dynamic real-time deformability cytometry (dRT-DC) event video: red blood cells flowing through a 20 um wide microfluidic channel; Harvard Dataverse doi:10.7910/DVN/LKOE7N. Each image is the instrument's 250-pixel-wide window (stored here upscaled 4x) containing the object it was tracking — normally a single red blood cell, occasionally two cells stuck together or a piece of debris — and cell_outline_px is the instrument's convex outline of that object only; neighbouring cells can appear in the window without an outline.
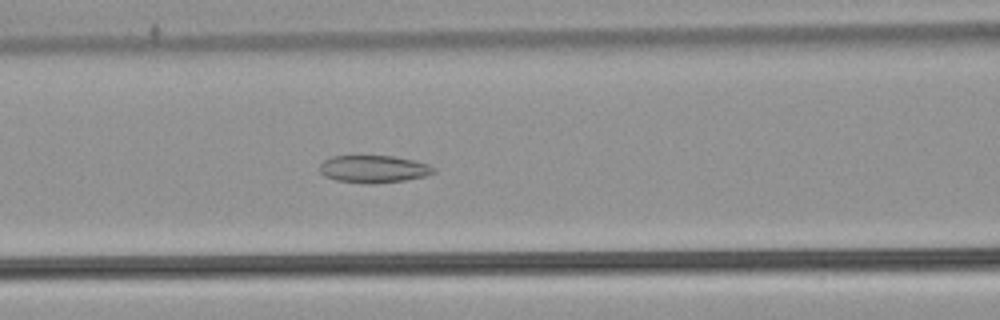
{"species": "common noctule bat (a hibernating species)", "species_latin": "Nyctalus noctula", "temperature_condition": "warm", "stored_images_in_passage": 54, "camera_frame_rate_fps": 3000, "um_per_image_px": 0.085, "animal": {"sex": "male", "body_mass_g": 21.5, "forearm_length_mm": 52.0}, "frame": {"image": 1, "passage_image": 24, "time_ms": 7.667, "image_size_px": [1000, 320], "cell_outline_px": [[436, 172], [424, 176], [404, 180], [376, 184], [368, 184], [336, 180], [324, 176], [320, 172], [320, 164], [324, 160], [332, 156], [392, 156], [412, 160], [428, 164], [436, 168]], "centroid_in_image_um": [31.75, 14.37], "position_along_channel_um": 134.9, "area_um2": 18.21}}
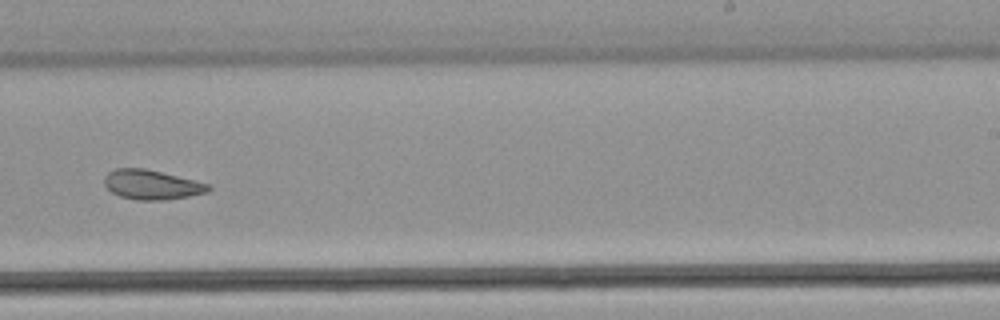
{"frame": {"image": 2, "passage_image": 35, "time_ms": 11.333, "image_size_px": [1000, 320], "cell_outline_px": [[212, 188], [208, 192], [188, 196], [164, 200], [136, 200], [120, 196], [112, 192], [104, 184], [104, 176], [108, 172], [116, 168], [144, 168], [208, 184]], "centroid_in_image_um": [12.85, 15.7], "position_along_channel_um": 276.1, "area_um2": 17.69}}
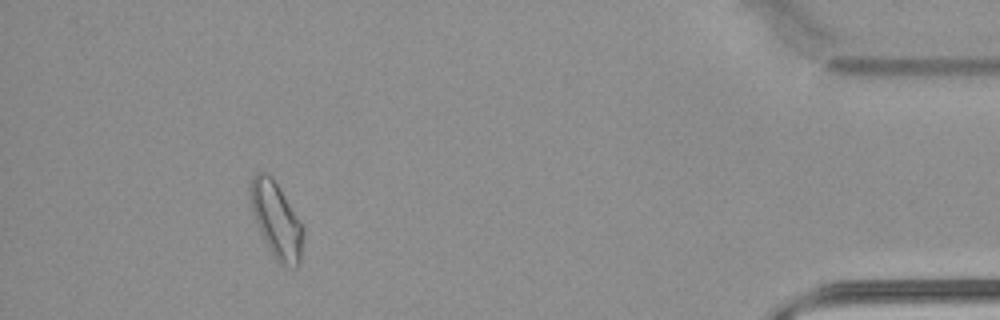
{"frame": {"image": 3, "passage_image": 50, "time_ms": 16.333, "image_size_px": [1000, 320], "cell_outline_px": [[304, 236], [300, 264], [296, 268], [292, 268], [280, 264], [276, 260], [260, 232], [256, 224], [248, 192], [248, 188], [252, 176], [256, 172], [264, 172], [272, 176], [304, 224]], "centroid_in_image_um": [23.52, 18.69], "position_along_channel_um": 411.7, "area_um2": 23.81}, "authors_computed_cell_mechanics": {"area_um2": 21.4727, "velocity_mm_per_s": 3.8624, "shape_relaxation_time_tau1_ms": null, "shape_relaxation_time_tau2_ms": 4.1069, "deformation_change_tau1": null, "deformation_change_tau2": 0.0983}}